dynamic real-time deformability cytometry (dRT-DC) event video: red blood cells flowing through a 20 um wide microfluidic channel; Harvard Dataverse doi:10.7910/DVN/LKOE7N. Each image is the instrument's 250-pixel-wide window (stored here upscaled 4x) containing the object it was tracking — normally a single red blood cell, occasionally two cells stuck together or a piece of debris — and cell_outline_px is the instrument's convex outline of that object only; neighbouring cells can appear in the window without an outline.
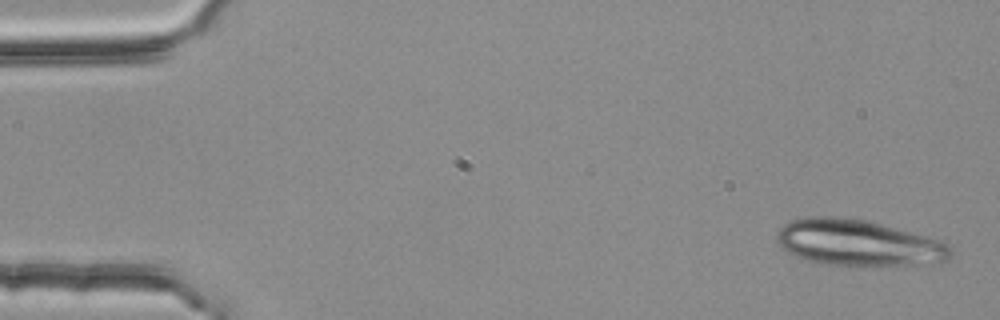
{"species": "common noctule bat (a hibernating species)", "species_latin": "Nyctalus noctula", "temperature_condition": "room temperature", "stored_images_in_passage": 4, "camera_frame_rate_fps": 3000, "um_per_image_px": 0.085, "animal": {"sex": "female", "body_mass_g": 25.1}, "frame": {"image": 1, "passage_image": 1, "time_ms": 0.0, "image_size_px": [1000, 320], "cell_outline_px": [[952, 256], [948, 260], [940, 264], [832, 264], [812, 260], [796, 256], [788, 252], [776, 240], [776, 232], [784, 224], [792, 220], [804, 216], [840, 216], [868, 220], [944, 240], [948, 244], [952, 252]], "centroid_in_image_um": [73.02, 20.6], "position_along_channel_um": 12.0, "area_um2": 46.64}}